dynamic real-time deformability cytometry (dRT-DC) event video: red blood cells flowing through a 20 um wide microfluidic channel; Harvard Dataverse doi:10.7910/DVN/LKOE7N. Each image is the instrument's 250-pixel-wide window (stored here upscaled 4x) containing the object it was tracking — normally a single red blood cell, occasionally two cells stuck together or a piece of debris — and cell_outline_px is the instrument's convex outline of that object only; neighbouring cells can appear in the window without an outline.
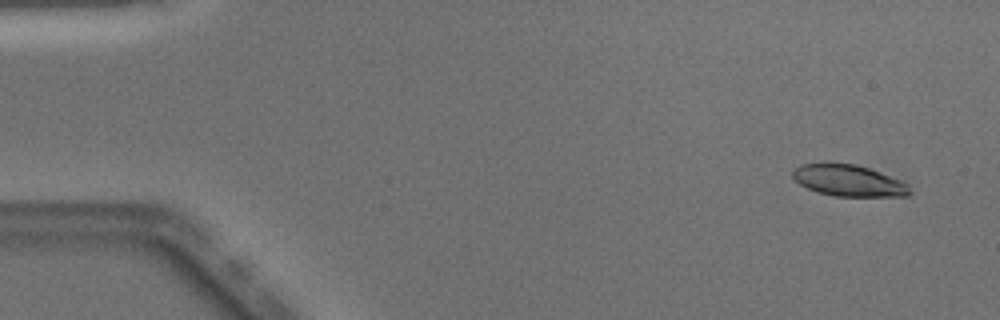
{"species": "Egyptian fruit bat (a non-hibernating species)", "species_latin": "Rousettus aegyptiacus", "temperature_condition": "warm", "stored_images_in_passage": 50, "camera_frame_rate_fps": 3000, "um_per_image_px": 0.085, "animal": {"sex": "male"}, "frame": {"image": 1, "passage_image": 3, "time_ms": 0.667, "image_size_px": [1000, 320], "cell_outline_px": [[912, 192], [908, 196], [836, 196], [816, 192], [800, 184], [792, 176], [792, 172], [800, 164], [856, 164], [880, 172], [900, 180], [908, 184]], "centroid_in_image_um": [72.16, 15.36], "position_along_channel_um": 12.8, "area_um2": 21.15}}
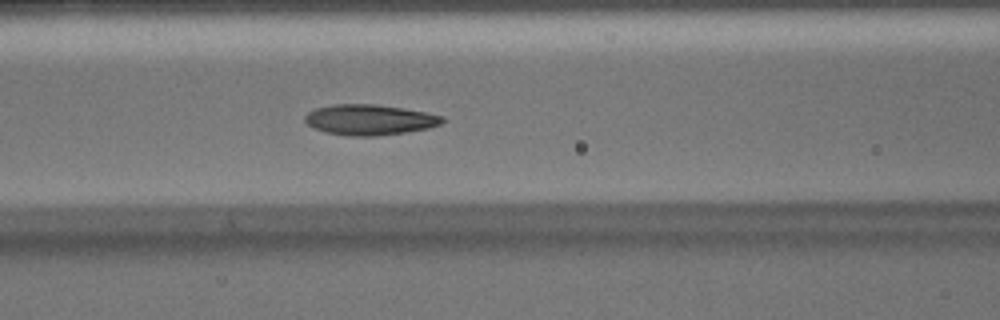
{"frame": {"image": 2, "passage_image": 21, "time_ms": 6.667, "image_size_px": [1000, 320], "cell_outline_px": [[444, 120], [440, 124], [428, 128], [404, 132], [376, 136], [348, 136], [324, 132], [308, 124], [304, 120], [304, 116], [308, 112], [316, 108], [332, 104], [372, 104], [404, 108], [444, 116]], "centroid_in_image_um": [31.39, 10.17], "position_along_channel_um": 135.2, "area_um2": 24.33}}
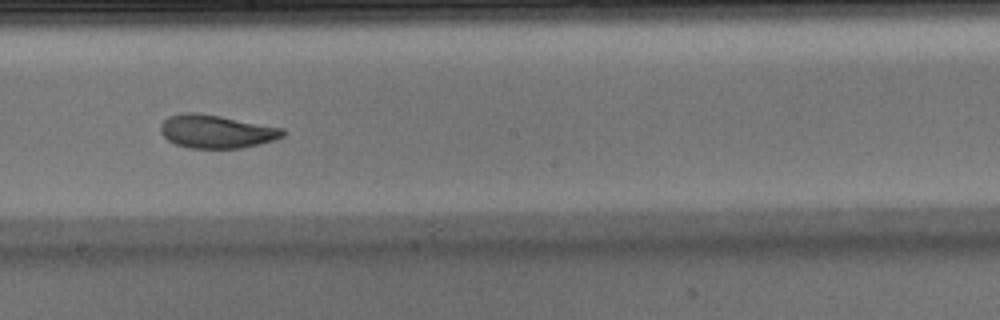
{"frame": {"image": 3, "passage_image": 28, "time_ms": 9.0, "image_size_px": [1000, 320], "cell_outline_px": [[284, 136], [276, 140], [260, 144], [240, 148], [188, 148], [176, 144], [168, 140], [160, 132], [160, 124], [168, 116], [180, 112], [196, 112], [220, 116], [284, 128]], "centroid_in_image_um": [18.38, 11.17], "position_along_channel_um": 229.8, "area_um2": 23.87}, "authors_computed_cell_mechanics": {"area_um2": 23.7558, "velocity_mm_per_s": 4.0598, "shape_relaxation_time_tau1_ms": 5.3755, "shape_relaxation_time_tau2_ms": 1.2215, "deformation_change_tau1": 0.1931, "deformation_change_tau2": 0.0683}}